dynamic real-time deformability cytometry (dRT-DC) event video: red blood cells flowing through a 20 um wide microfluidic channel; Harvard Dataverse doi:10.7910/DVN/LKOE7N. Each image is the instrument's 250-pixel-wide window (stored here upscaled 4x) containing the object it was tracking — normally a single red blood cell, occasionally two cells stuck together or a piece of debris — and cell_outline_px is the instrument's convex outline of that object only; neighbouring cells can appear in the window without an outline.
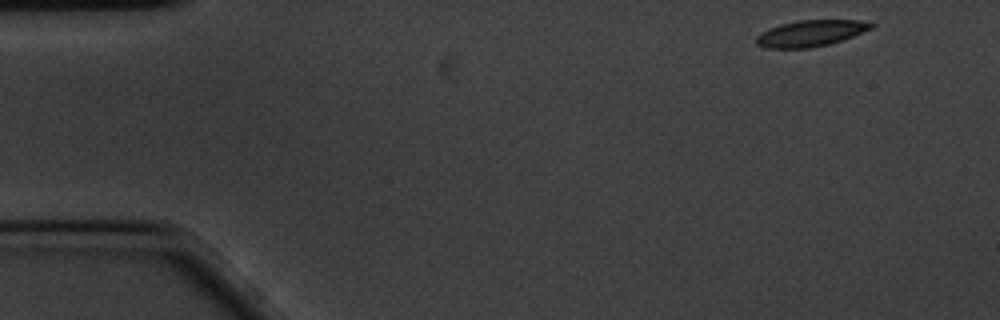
{"species": "common noctule bat (a hibernating species)", "species_latin": "Nyctalus noctula", "temperature_condition": "cold", "stored_images_in_passage": 54, "camera_frame_rate_fps": 3000, "um_per_image_px": 0.085, "animal": {"sex": "male", "body_mass_g": 20.1, "forearm_length_mm": 53.5}, "frame": {"image": 1, "passage_image": 1, "time_ms": 0.0, "image_size_px": [1000, 320], "cell_outline_px": [[876, 24], [872, 28], [844, 40], [812, 48], [764, 48], [756, 44], [756, 36], [760, 32], [768, 28], [780, 24], [800, 20], [872, 20]], "centroid_in_image_um": [68.93, 2.82], "position_along_channel_um": 16.1, "area_um2": 17.92}}
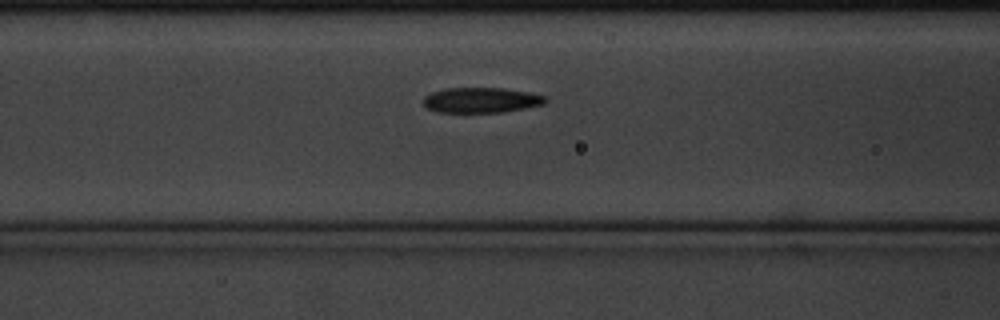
{"frame": {"image": 2, "passage_image": 19, "time_ms": 6.0, "image_size_px": [1000, 320], "cell_outline_px": [[548, 100], [544, 104], [504, 112], [436, 112], [428, 108], [424, 104], [424, 96], [432, 92], [444, 88], [504, 88], [528, 92], [544, 96]], "centroid_in_image_um": [40.89, 8.51], "position_along_channel_um": 125.7, "area_um2": 17.92}}
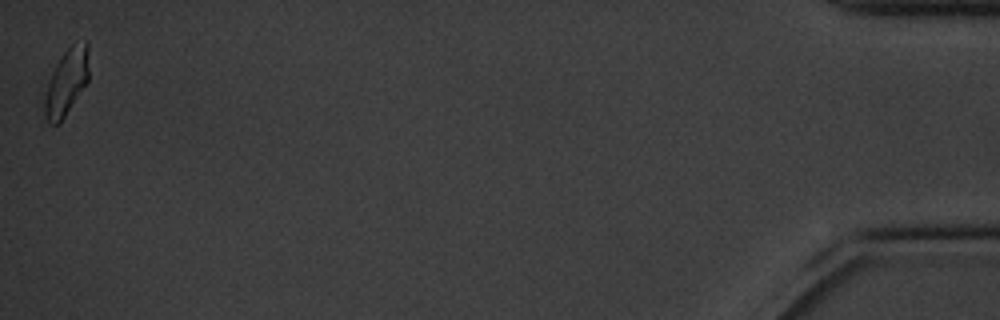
{"frame": {"image": 3, "passage_image": 54, "time_ms": 17.667, "image_size_px": [1000, 320], "cell_outline_px": [[88, 80], [60, 124], [48, 124], [44, 116], [44, 100], [48, 84], [52, 72], [56, 64], [64, 52], [72, 44], [84, 40], [88, 40]], "centroid_in_image_um": [5.65, 6.99], "position_along_channel_um": 429.5, "area_um2": 17.05}, "authors_computed_cell_mechanics": {"area_um2": 18.3226, "velocity_mm_per_s": 3.4183, "shape_relaxation_time_tau1_ms": 4.3909, "shape_relaxation_time_tau2_ms": 3.0803, "deformation_change_tau1": 0.1334, "deformation_change_tau2": 0.0807}}